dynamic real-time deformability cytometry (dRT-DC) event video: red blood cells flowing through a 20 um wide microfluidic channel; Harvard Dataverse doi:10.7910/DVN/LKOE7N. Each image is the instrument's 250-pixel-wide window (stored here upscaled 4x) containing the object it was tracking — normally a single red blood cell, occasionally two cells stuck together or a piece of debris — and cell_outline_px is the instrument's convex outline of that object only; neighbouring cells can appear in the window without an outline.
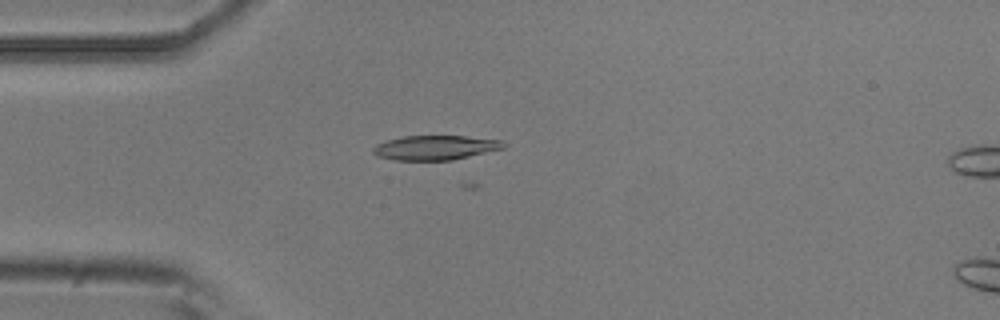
{"species": "common noctule bat (a hibernating species)", "species_latin": "Nyctalus noctula", "temperature_condition": "room temperature", "stored_images_in_passage": 5, "camera_frame_rate_fps": 3000, "um_per_image_px": 0.085, "animal": {"sex": "male", "body_mass_g": 20.5, "forearm_length_mm": 52.5}, "frame": {"image": 1, "passage_image": 4, "time_ms": 4.333, "image_size_px": [1000, 320], "cell_outline_px": [[508, 144], [504, 148], [452, 160], [396, 160], [376, 156], [372, 152], [372, 148], [376, 144], [388, 140], [404, 136], [464, 136], [504, 140]], "centroid_in_image_um": [37.02, 12.54], "position_along_channel_um": 48.0, "area_um2": 18.67}}